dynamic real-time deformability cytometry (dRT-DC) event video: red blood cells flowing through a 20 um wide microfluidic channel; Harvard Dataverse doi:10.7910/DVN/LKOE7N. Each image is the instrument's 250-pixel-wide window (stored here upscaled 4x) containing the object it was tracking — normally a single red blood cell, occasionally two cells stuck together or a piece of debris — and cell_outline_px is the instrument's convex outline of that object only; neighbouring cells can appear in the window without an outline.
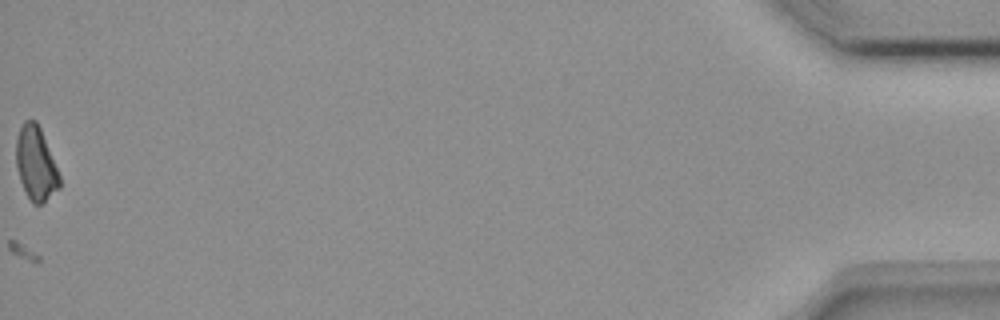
{"species": "common noctule bat (a hibernating species)", "species_latin": "Nyctalus noctula", "temperature_condition": "room temperature", "stored_images_in_passage": 44, "camera_frame_rate_fps": 3000, "um_per_image_px": 0.085, "animal": {"sex": "female", "body_mass_g": 18.4}, "frame": {"image": 1, "passage_image": 44, "time_ms": 14.333, "image_size_px": [1000, 320], "cell_outline_px": [[60, 188], [40, 204], [32, 204], [20, 180], [16, 168], [16, 140], [20, 128], [24, 120], [36, 120], [40, 128], [60, 176]], "centroid_in_image_um": [3.03, 13.9], "position_along_channel_um": 432.2, "area_um2": 18.38}}